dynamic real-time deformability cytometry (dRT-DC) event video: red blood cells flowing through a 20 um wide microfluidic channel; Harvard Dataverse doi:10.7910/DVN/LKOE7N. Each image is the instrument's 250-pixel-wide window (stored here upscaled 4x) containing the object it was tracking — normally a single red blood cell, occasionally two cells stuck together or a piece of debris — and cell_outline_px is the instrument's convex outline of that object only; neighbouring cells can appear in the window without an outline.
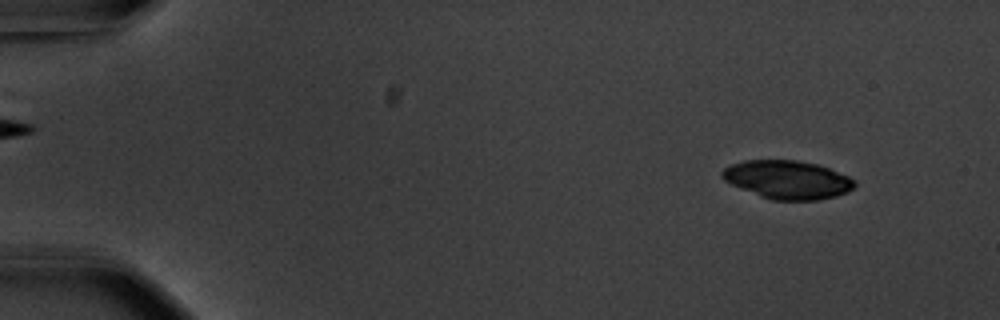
{"species": "common noctule bat (a hibernating species)", "species_latin": "Nyctalus noctula", "temperature_condition": "warm", "stored_images_in_passage": 17, "camera_frame_rate_fps": 3000, "um_per_image_px": 0.085, "animal": {"sex": "male", "body_mass_g": 20.1, "forearm_length_mm": 53.5}, "frame": {"image": 1, "passage_image": 5, "time_ms": 1.333, "image_size_px": [1000, 320], "cell_outline_px": [[856, 184], [848, 192], [836, 196], [816, 200], [772, 200], [760, 196], [732, 184], [724, 180], [720, 176], [720, 172], [724, 168], [732, 164], [744, 160], [796, 160], [816, 164], [828, 168], [848, 176], [856, 180]], "centroid_in_image_um": [66.93, 15.27], "position_along_channel_um": 18.1, "area_um2": 29.54}}